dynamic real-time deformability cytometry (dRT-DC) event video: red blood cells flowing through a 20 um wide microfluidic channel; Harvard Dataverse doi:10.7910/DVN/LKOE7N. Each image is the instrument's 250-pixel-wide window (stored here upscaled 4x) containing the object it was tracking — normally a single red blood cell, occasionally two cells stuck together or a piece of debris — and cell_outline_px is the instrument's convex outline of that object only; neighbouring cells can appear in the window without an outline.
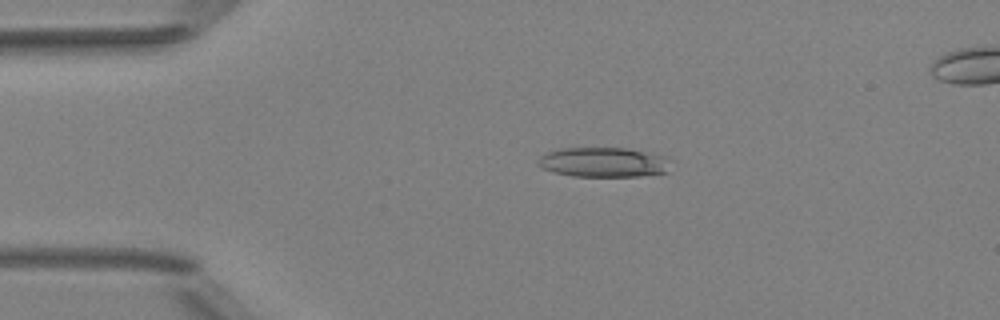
{"species": "Egyptian fruit bat (a non-hibernating species)", "species_latin": "Rousettus aegyptiacus", "temperature_condition": "room temperature", "stored_images_in_passage": 42, "camera_frame_rate_fps": 3000, "um_per_image_px": 0.085, "animal": {"sex": "female"}, "frame": {"image": 1, "passage_image": 1, "time_ms": 0.0, "image_size_px": [1000, 320], "cell_outline_px": [[668, 172], [640, 176], [572, 176], [552, 172], [536, 164], [536, 160], [540, 156], [556, 148], [628, 148], [664, 156]], "centroid_in_image_um": [51.2, 13.79], "position_along_channel_um": 33.8, "area_um2": 22.83}}
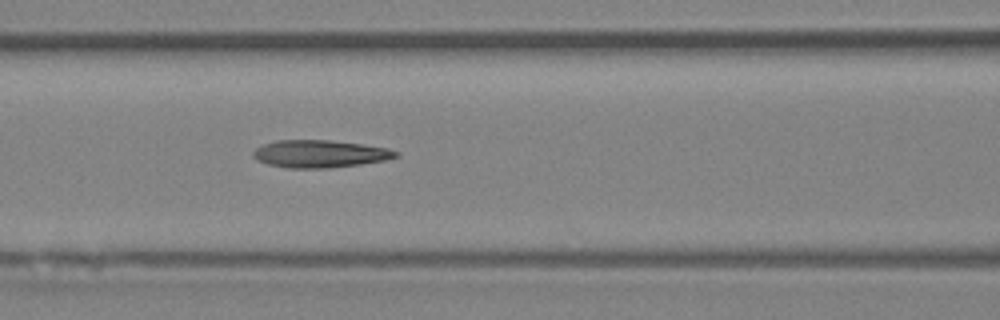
{"frame": {"image": 2, "passage_image": 12, "time_ms": 3.667, "image_size_px": [1000, 320], "cell_outline_px": [[400, 156], [384, 160], [360, 164], [328, 168], [288, 168], [268, 164], [256, 160], [252, 156], [252, 152], [256, 148], [264, 144], [276, 140], [328, 140], [360, 144], [388, 148], [400, 152]], "centroid_in_image_um": [27.17, 13.07], "position_along_channel_um": 139.4, "area_um2": 22.83}}
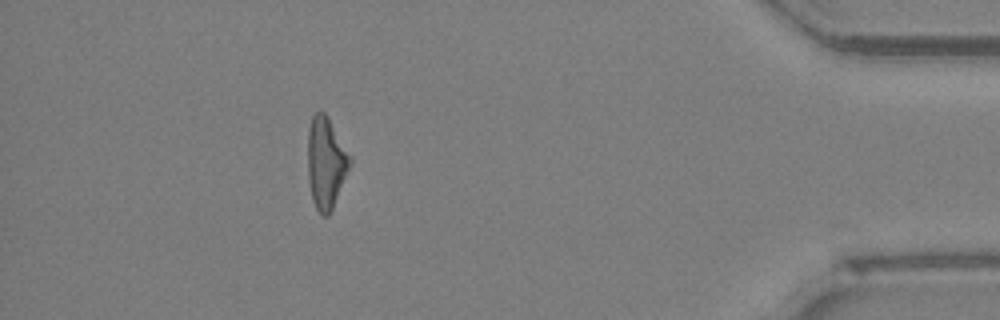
{"frame": {"image": 3, "passage_image": 36, "time_ms": 11.667, "image_size_px": [1000, 320], "cell_outline_px": [[352, 160], [332, 208], [328, 216], [324, 216], [316, 208], [312, 200], [308, 180], [308, 128], [312, 116], [316, 112], [324, 112], [328, 116], [352, 156]], "centroid_in_image_um": [27.7, 13.79], "position_along_channel_um": 407.5, "area_um2": 22.43}}